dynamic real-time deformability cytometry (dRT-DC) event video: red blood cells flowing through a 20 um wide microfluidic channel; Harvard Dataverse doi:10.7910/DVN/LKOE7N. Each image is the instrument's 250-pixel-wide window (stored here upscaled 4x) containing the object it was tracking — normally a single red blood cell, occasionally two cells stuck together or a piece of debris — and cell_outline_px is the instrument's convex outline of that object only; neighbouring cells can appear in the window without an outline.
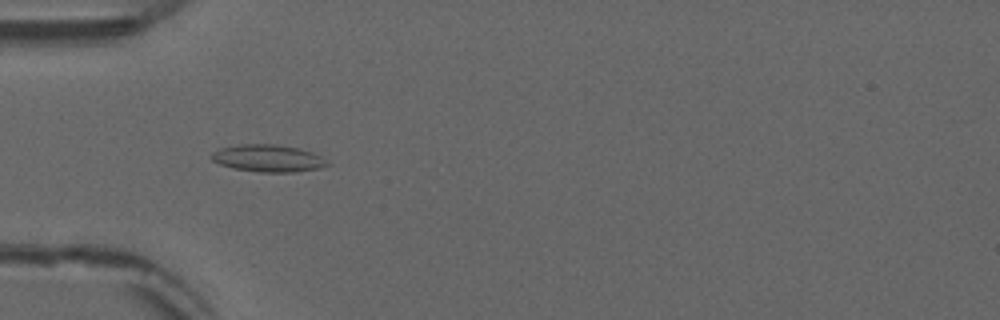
{"species": "common noctule bat (a hibernating species)", "species_latin": "Nyctalus noctula", "temperature_condition": "warm", "stored_images_in_passage": 32, "camera_frame_rate_fps": 3000, "um_per_image_px": 0.085, "animal": {"sex": "male", "forearm_length_mm": 52.5}, "frame": {"image": 1, "passage_image": 18, "time_ms": 5.667, "image_size_px": [1000, 320], "cell_outline_px": [[328, 164], [320, 168], [296, 172], [260, 172], [232, 168], [220, 164], [212, 160], [212, 152], [220, 148], [240, 144], [276, 144], [296, 148], [312, 152], [320, 156]], "centroid_in_image_um": [22.75, 13.45], "position_along_channel_um": 62.2, "area_um2": 18.15}}
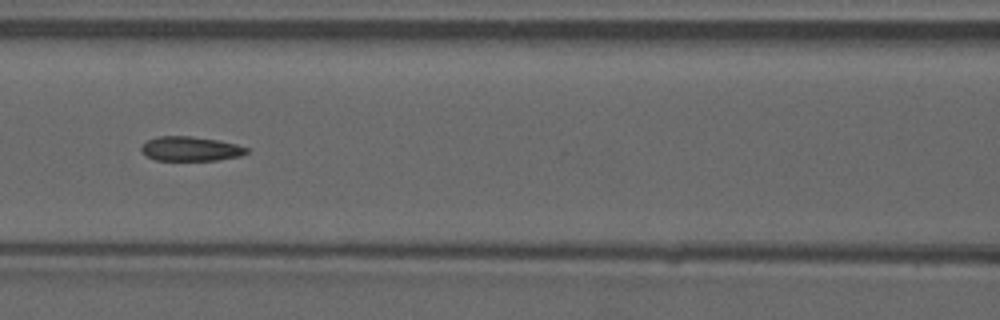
{"frame": {"image": 2, "passage_image": 25, "time_ms": 8.0, "image_size_px": [1000, 320], "cell_outline_px": [[248, 152], [240, 156], [216, 160], [156, 160], [148, 156], [140, 148], [148, 140], [156, 136], [192, 136], [216, 140], [236, 144], [248, 148]], "centroid_in_image_um": [16.21, 12.64], "position_along_channel_um": 150.4, "area_um2": 14.8}}
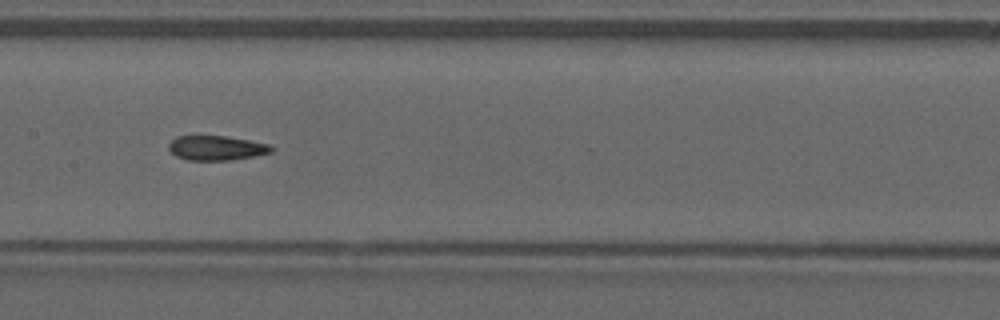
{"frame": {"image": 3, "passage_image": 28, "time_ms": 9.0, "image_size_px": [1000, 320], "cell_outline_px": [[272, 152], [232, 160], [188, 160], [176, 156], [168, 148], [168, 144], [176, 136], [228, 136], [268, 144], [272, 148]], "centroid_in_image_um": [18.36, 12.57], "position_along_channel_um": 189.0, "area_um2": 14.57}}